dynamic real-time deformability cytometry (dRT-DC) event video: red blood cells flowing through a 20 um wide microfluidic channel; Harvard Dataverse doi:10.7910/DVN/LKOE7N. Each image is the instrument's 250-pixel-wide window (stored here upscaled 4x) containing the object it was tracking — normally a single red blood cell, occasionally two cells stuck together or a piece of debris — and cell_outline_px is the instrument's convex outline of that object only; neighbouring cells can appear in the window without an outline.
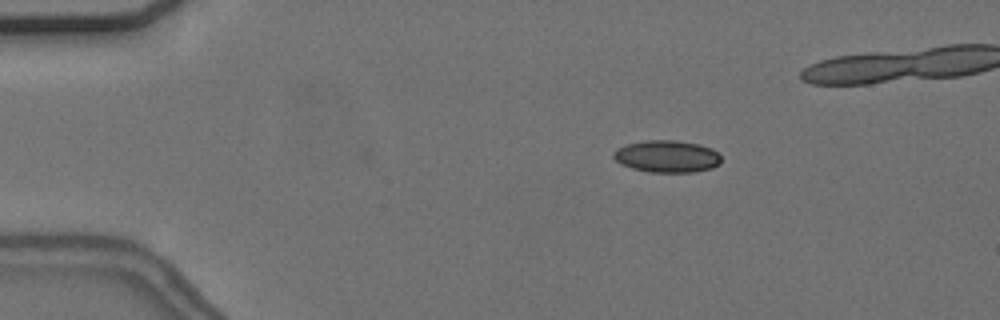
{"species": "common noctule bat (a hibernating species)", "species_latin": "Nyctalus noctula", "temperature_condition": "cold", "stored_images_in_passage": 4, "camera_frame_rate_fps": 3000, "um_per_image_px": 0.085, "animal": {"sex": "female", "body_mass_g": 24.6, "forearm_length_mm": 56.2}, "frame": {"image": 1, "passage_image": 2, "time_ms": 0.333, "image_size_px": [1000, 320], "cell_outline_px": [[720, 164], [712, 168], [692, 172], [648, 172], [632, 168], [620, 164], [612, 156], [612, 152], [616, 148], [624, 144], [644, 140], [676, 140], [700, 144], [712, 148], [720, 156]], "centroid_in_image_um": [56.65, 13.28], "position_along_channel_um": 28.3, "area_um2": 20.4}}